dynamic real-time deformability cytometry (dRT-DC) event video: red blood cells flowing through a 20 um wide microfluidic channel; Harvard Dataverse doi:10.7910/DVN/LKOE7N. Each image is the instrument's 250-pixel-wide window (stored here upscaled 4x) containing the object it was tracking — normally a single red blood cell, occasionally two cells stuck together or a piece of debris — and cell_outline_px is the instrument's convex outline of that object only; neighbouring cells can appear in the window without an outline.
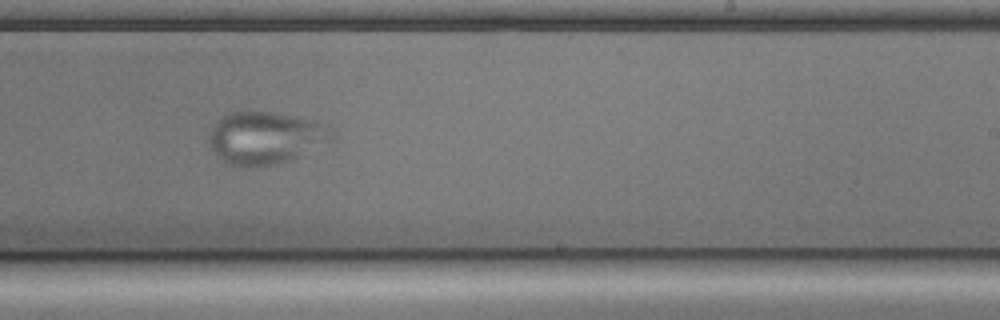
{"species": "common noctule bat (a hibernating species)", "species_latin": "Nyctalus noctula", "temperature_condition": "cold", "stored_images_in_passage": 49, "camera_frame_rate_fps": 3000, "um_per_image_px": 0.085, "animal": {"sex": "male", "body_mass_g": 17.9, "forearm_length_mm": 54.2}, "frame": {"image": 1, "passage_image": 27, "time_ms": 8.667, "image_size_px": [1000, 320], "cell_outline_px": [[336, 140], [292, 160], [276, 164], [228, 164], [216, 156], [208, 144], [208, 128], [216, 120], [228, 112], [268, 112], [296, 116], [312, 120], [332, 128]], "centroid_in_image_um": [22.57, 11.69], "position_along_channel_um": 266.4, "area_um2": 37.74}}